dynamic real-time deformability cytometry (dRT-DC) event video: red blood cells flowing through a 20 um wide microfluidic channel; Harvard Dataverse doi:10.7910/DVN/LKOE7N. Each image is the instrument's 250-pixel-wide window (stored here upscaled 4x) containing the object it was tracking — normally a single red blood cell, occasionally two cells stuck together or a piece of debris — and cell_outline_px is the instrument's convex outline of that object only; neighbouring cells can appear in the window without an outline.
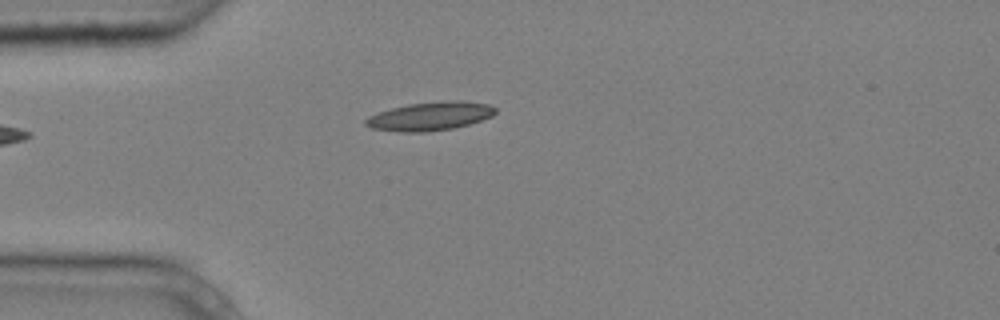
{"species": "common noctule bat (a hibernating species)", "species_latin": "Nyctalus noctula", "temperature_condition": "cold", "stored_images_in_passage": 1, "camera_frame_rate_fps": 3000, "um_per_image_px": 0.085, "animal": {"sex": "male", "body_mass_g": 20.4}, "frame": {"image": 1, "passage_image": 1, "time_ms": 0.0, "image_size_px": [1000, 320], "cell_outline_px": [[496, 112], [492, 116], [468, 124], [452, 128], [424, 132], [400, 132], [372, 128], [364, 124], [364, 120], [368, 116], [392, 108], [408, 104], [448, 100], [460, 100], [488, 104], [496, 108]], "centroid_in_image_um": [36.55, 9.87], "position_along_channel_um": 48.5, "area_um2": 21.44}}